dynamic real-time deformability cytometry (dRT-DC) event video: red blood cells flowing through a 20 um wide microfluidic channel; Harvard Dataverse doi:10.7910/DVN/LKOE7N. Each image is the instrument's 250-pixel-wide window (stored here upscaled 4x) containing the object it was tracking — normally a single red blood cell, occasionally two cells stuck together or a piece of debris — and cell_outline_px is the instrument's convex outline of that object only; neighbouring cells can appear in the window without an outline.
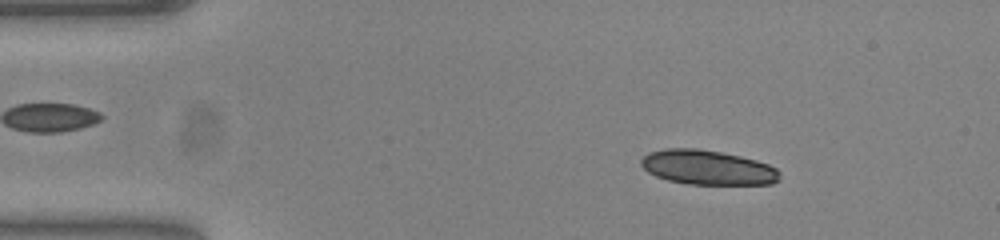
{"species": "common noctule bat (a hibernating species)", "species_latin": "Nyctalus noctula", "temperature_condition": "warm", "stored_images_in_passage": 52, "camera_frame_rate_fps": 3000, "um_per_image_px": 0.085, "animal": {"sex": "female", "body_mass_g": 23.0, "forearm_length_mm": 53.4}, "frame": {"image": 1, "passage_image": 7, "time_ms": 2.0, "image_size_px": [1000, 240], "cell_outline_px": [[780, 180], [772, 184], [688, 184], [668, 180], [656, 176], [648, 172], [640, 164], [640, 160], [648, 152], [664, 148], [696, 148], [720, 152], [740, 156], [756, 160], [768, 164], [776, 168], [780, 172]], "centroid_in_image_um": [60.14, 14.23], "position_along_channel_um": 24.9, "area_um2": 28.03}}
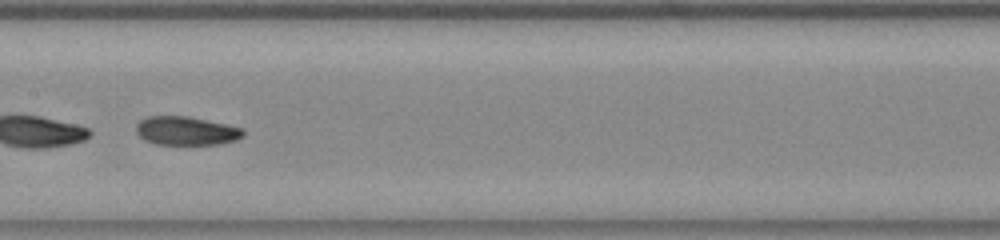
{"frame": {"image": 2, "passage_image": 26, "time_ms": 8.333, "image_size_px": [1000, 240], "cell_outline_px": [[244, 136], [236, 140], [220, 144], [156, 144], [144, 140], [136, 132], [136, 124], [140, 120], [148, 116], [188, 116], [244, 128]], "centroid_in_image_um": [15.83, 11.12], "position_along_channel_um": 191.6, "area_um2": 17.92}, "authors_computed_cell_mechanics": {"area_um2": 23.1778, "velocity_mm_per_s": 3.8549, "shape_relaxation_time_tau1_ms": 11.0182, "shape_relaxation_time_tau2_ms": 2.8192, "deformation_change_tau1": 0.2527, "deformation_change_tau2": 0.0796}}